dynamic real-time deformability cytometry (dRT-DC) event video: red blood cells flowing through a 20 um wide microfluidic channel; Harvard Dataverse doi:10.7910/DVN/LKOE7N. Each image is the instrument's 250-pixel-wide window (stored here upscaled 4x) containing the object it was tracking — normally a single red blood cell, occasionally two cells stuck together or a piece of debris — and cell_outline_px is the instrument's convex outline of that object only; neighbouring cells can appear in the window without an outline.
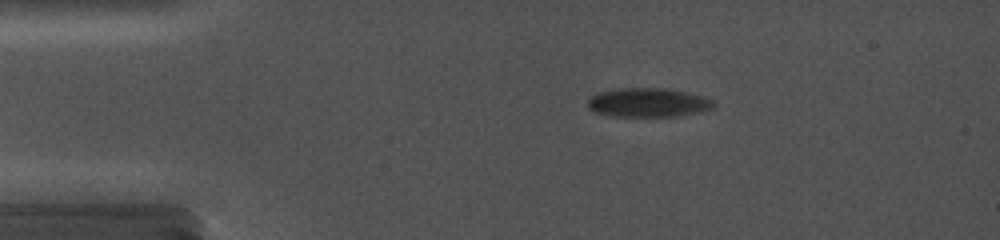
{"species": "common noctule bat (a hibernating species)", "species_latin": "Nyctalus noctula", "temperature_condition": "cold", "stored_images_in_passage": 5, "camera_frame_rate_fps": 5000, "um_per_image_px": 0.085, "animal": {"sex": "female", "body_mass_g": 19.0, "forearm_length_mm": 56.7}, "frame": {"image": 1, "passage_image": 1, "time_ms": 0.0, "image_size_px": [1000, 240], "cell_outline_px": [[716, 104], [712, 108], [696, 112], [676, 116], [612, 116], [596, 112], [588, 108], [588, 96], [596, 92], [620, 88], [668, 88], [688, 92], [704, 96], [716, 100]], "centroid_in_image_um": [55.08, 8.7], "position_along_channel_um": 29.9, "area_um2": 21.5}}
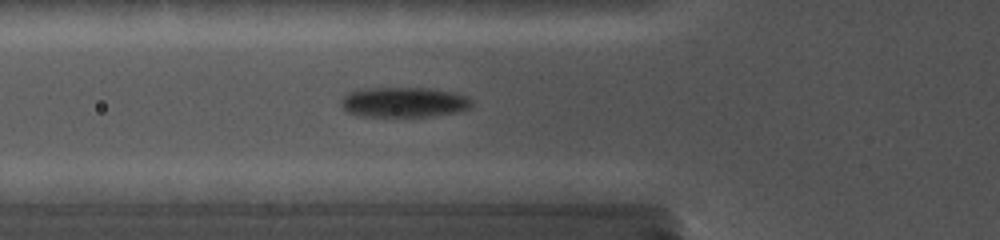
{"frame": {"image": 2, "passage_image": 5, "time_ms": 3.0, "image_size_px": [1000, 240], "cell_outline_px": [[472, 104], [468, 108], [456, 112], [432, 116], [360, 116], [348, 112], [340, 104], [340, 100], [348, 92], [360, 88], [432, 88], [456, 92], [468, 96], [472, 100]], "centroid_in_image_um": [34.33, 8.67], "position_along_channel_um": 91.5, "area_um2": 23.12}}